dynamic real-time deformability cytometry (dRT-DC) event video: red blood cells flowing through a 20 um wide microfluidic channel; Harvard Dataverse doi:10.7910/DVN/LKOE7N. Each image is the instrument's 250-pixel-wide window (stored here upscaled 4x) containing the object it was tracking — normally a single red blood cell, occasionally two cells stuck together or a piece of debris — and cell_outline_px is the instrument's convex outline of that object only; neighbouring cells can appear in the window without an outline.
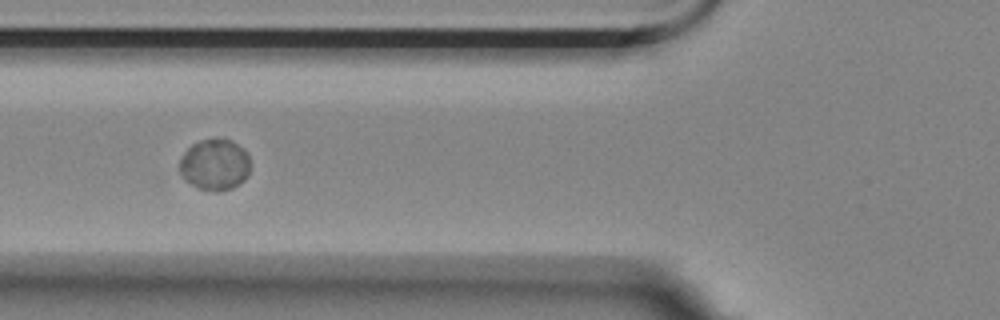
{"species": "Egyptian fruit bat (a non-hibernating species)", "species_latin": "Rousettus aegyptiacus", "temperature_condition": "room temperature", "stored_images_in_passage": 10, "camera_frame_rate_fps": 3000, "um_per_image_px": 0.085, "animal": {"sex": "female"}, "frame": {"image": 1, "passage_image": 4, "time_ms": 1.0, "image_size_px": [1000, 320], "cell_outline_px": [[248, 176], [240, 184], [232, 188], [220, 192], [216, 192], [200, 188], [192, 184], [180, 172], [180, 160], [184, 152], [192, 144], [200, 140], [232, 140], [244, 148], [248, 156]], "centroid_in_image_um": [18.28, 14.0], "position_along_channel_um": 107.5, "area_um2": 20.81}}
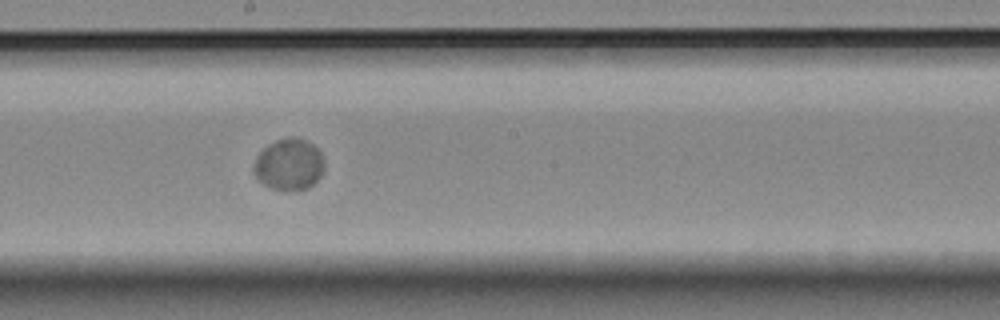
{"frame": {"image": 2, "passage_image": 7, "time_ms": 2.0, "image_size_px": [1000, 320], "cell_outline_px": [[324, 168], [320, 176], [308, 188], [296, 192], [272, 188], [264, 184], [252, 172], [252, 168], [256, 156], [268, 144], [276, 140], [296, 136], [312, 144], [320, 152], [324, 164]], "centroid_in_image_um": [24.55, 13.99], "position_along_channel_um": 223.7, "area_um2": 21.21}}
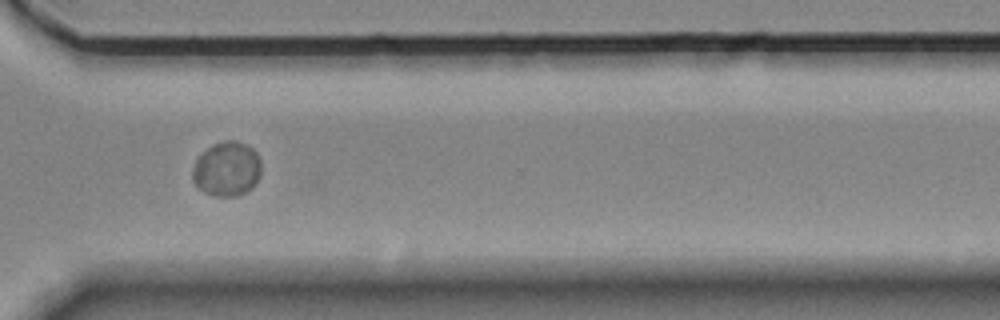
{"frame": {"image": 3, "passage_image": 10, "time_ms": 3.0, "image_size_px": [1000, 320], "cell_outline_px": [[260, 176], [252, 188], [236, 196], [216, 196], [204, 192], [192, 180], [192, 168], [196, 160], [212, 144], [224, 140], [236, 140], [252, 148], [256, 152], [260, 160]], "centroid_in_image_um": [19.28, 14.36], "position_along_channel_um": 351.3, "area_um2": 21.73}}